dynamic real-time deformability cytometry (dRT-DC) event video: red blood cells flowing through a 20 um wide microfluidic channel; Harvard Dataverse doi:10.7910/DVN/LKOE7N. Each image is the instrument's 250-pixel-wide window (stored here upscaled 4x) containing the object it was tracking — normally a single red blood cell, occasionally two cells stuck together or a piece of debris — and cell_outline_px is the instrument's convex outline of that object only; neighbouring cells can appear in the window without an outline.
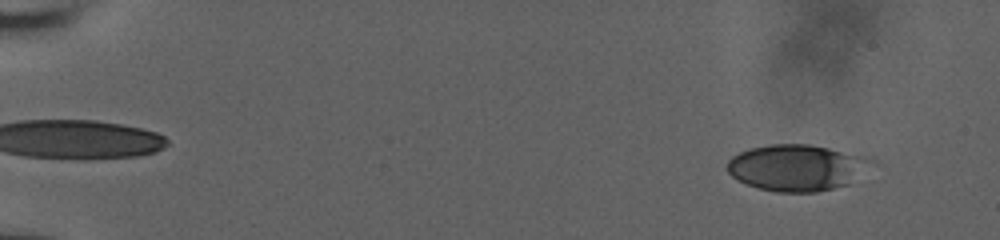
{"species": "human", "species_latin": "Homo sapiens", "temperature_condition": "room temperature", "stored_images_in_passage": 56, "camera_frame_rate_fps": 3000, "um_per_image_px": 0.085, "donor": {"sex": "male"}, "frame": {"image": 1, "passage_image": 5, "time_ms": 1.333, "image_size_px": [1000, 240], "cell_outline_px": [[876, 160], [848, 184], [816, 192], [776, 192], [760, 188], [748, 184], [732, 176], [724, 168], [728, 160], [732, 156], [748, 148], [772, 144], [808, 144], [828, 148], [864, 156]], "centroid_in_image_um": [67.68, 14.24], "position_along_channel_um": 17.3, "area_um2": 38.61}}
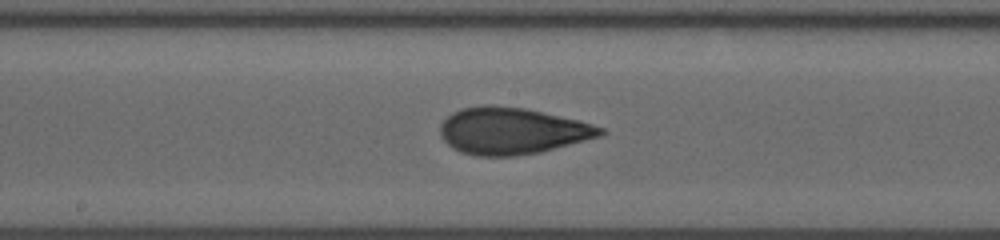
{"frame": {"image": 2, "passage_image": 32, "time_ms": 10.333, "image_size_px": [1000, 240], "cell_outline_px": [[608, 132], [600, 136], [540, 152], [516, 156], [476, 156], [460, 152], [452, 148], [444, 140], [440, 132], [440, 124], [452, 112], [460, 108], [484, 104], [492, 104], [524, 108], [576, 120], [592, 124], [604, 128]], "centroid_in_image_um": [43.48, 11.12], "position_along_channel_um": 204.7, "area_um2": 43.58}}
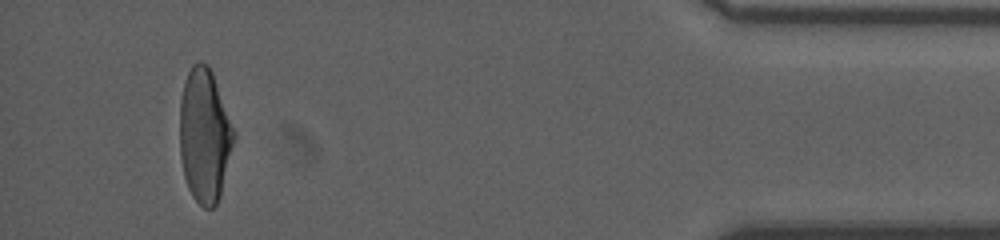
{"frame": {"image": 3, "passage_image": 53, "time_ms": 17.333, "image_size_px": [1000, 240], "cell_outline_px": [[236, 136], [220, 196], [216, 204], [212, 208], [204, 208], [192, 196], [188, 188], [184, 176], [180, 156], [180, 100], [184, 80], [192, 64], [200, 60], [208, 64], [212, 72], [236, 132]], "centroid_in_image_um": [17.39, 11.5], "position_along_channel_um": 417.8, "area_um2": 42.48}, "authors_computed_cell_mechanics": {"area_um2": 41.5582, "velocity_mm_per_s": 3.8703, "shape_relaxation_time_tau1_ms": 7.9036, "shape_relaxation_time_tau2_ms": 1.2333, "deformation_change_tau1": 0.2396, "deformation_change_tau2": 0.081}}